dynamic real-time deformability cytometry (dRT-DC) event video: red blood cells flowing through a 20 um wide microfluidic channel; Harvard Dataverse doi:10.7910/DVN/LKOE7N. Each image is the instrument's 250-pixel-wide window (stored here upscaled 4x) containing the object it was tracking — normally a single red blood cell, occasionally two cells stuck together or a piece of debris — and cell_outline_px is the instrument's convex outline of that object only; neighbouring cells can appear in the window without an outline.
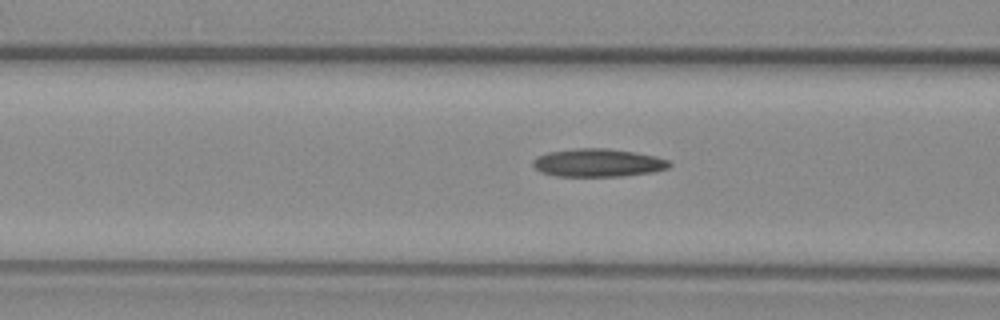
{"species": "common noctule bat (a hibernating species)", "species_latin": "Nyctalus noctula", "temperature_condition": "warm", "stored_images_in_passage": 25, "camera_frame_rate_fps": 3000, "um_per_image_px": 0.085, "animal": {"sex": "female", "body_mass_g": 29.2, "forearm_length_mm": 56.3}, "frame": {"image": 1, "passage_image": 4, "time_ms": 1.0, "image_size_px": [1000, 320], "cell_outline_px": [[672, 164], [668, 168], [656, 172], [620, 176], [556, 176], [540, 172], [532, 164], [532, 160], [536, 156], [548, 152], [576, 148], [608, 148], [636, 152], [656, 156], [668, 160]], "centroid_in_image_um": [50.83, 13.83], "position_along_channel_um": 115.8, "area_um2": 22.54}}
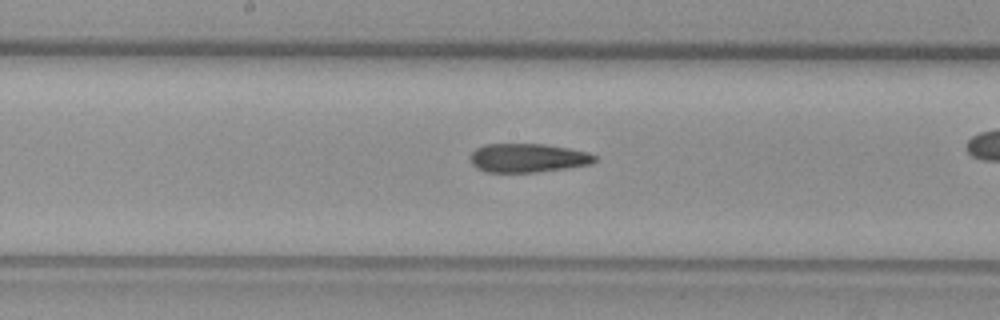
{"frame": {"image": 2, "passage_image": 11, "time_ms": 3.333, "image_size_px": [1000, 320], "cell_outline_px": [[596, 160], [592, 164], [568, 168], [536, 172], [484, 172], [476, 168], [472, 164], [468, 156], [476, 148], [484, 144], [544, 144], [568, 148], [588, 152], [596, 156]], "centroid_in_image_um": [44.84, 13.43], "position_along_channel_um": 203.4, "area_um2": 21.1}}
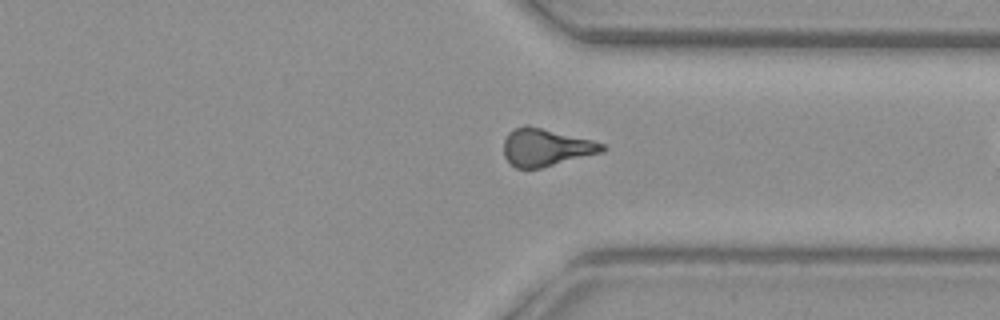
{"frame": {"image": 3, "passage_image": 24, "time_ms": 7.667, "image_size_px": [1000, 320], "cell_outline_px": [[608, 148], [604, 152], [540, 168], [516, 168], [504, 156], [504, 140], [508, 132], [524, 124], [528, 124], [592, 140], [604, 144]], "centroid_in_image_um": [46.42, 12.51], "position_along_channel_um": 365.0, "area_um2": 21.62}}